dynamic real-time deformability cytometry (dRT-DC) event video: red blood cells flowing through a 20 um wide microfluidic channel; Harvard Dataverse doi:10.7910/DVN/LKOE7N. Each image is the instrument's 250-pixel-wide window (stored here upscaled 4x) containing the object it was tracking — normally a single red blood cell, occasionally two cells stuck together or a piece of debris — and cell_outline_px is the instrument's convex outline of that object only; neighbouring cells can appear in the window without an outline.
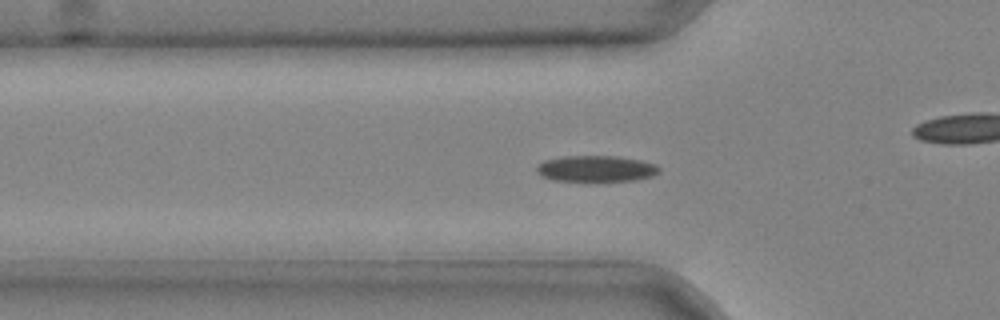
{"species": "common noctule bat (a hibernating species)", "species_latin": "Nyctalus noctula", "temperature_condition": "cold", "stored_images_in_passage": 34, "camera_frame_rate_fps": 3000, "um_per_image_px": 0.085, "animal": {"sex": "male", "body_mass_g": 20.4}, "frame": {"image": 1, "passage_image": 13, "time_ms": 4.0, "image_size_px": [1000, 320], "cell_outline_px": [[660, 172], [652, 176], [636, 180], [556, 180], [540, 176], [536, 172], [536, 168], [544, 160], [564, 156], [616, 156], [640, 160], [656, 164], [660, 168]], "centroid_in_image_um": [50.68, 14.32], "position_along_channel_um": 75.1, "area_um2": 18.44}}
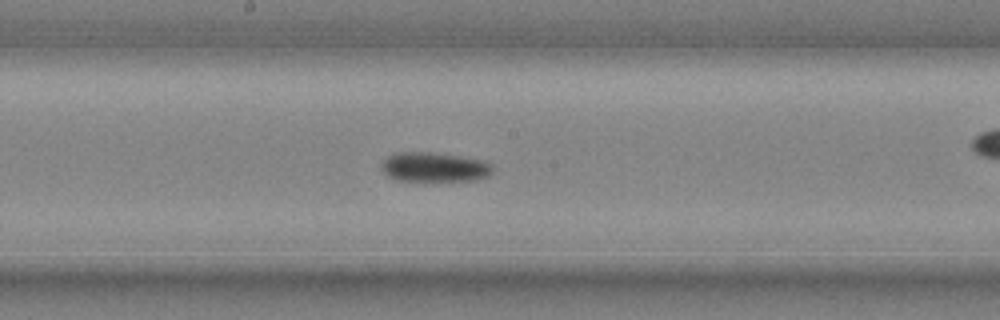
{"frame": {"image": 2, "passage_image": 22, "time_ms": 7.0, "image_size_px": [1000, 320], "cell_outline_px": [[492, 172], [488, 176], [476, 180], [424, 184], [396, 180], [388, 176], [384, 172], [380, 164], [388, 156], [396, 152], [432, 152], [460, 156], [484, 160], [492, 164]], "centroid_in_image_um": [36.91, 14.26], "position_along_channel_um": 211.3, "area_um2": 20.23}}
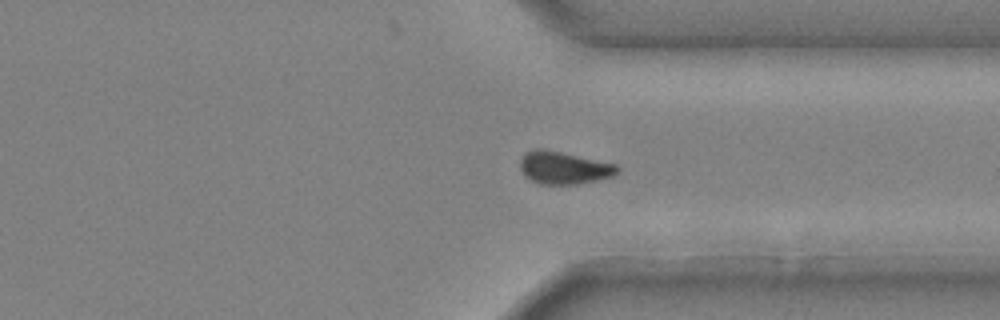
{"frame": {"image": 3, "passage_image": 32, "time_ms": 10.333, "image_size_px": [1000, 320], "cell_outline_px": [[620, 168], [616, 176], [576, 184], [540, 184], [524, 176], [520, 168], [520, 160], [524, 152], [536, 148], [540, 148], [560, 152], [616, 164]], "centroid_in_image_um": [47.91, 14.26], "position_along_channel_um": 363.5, "area_um2": 18.44}}